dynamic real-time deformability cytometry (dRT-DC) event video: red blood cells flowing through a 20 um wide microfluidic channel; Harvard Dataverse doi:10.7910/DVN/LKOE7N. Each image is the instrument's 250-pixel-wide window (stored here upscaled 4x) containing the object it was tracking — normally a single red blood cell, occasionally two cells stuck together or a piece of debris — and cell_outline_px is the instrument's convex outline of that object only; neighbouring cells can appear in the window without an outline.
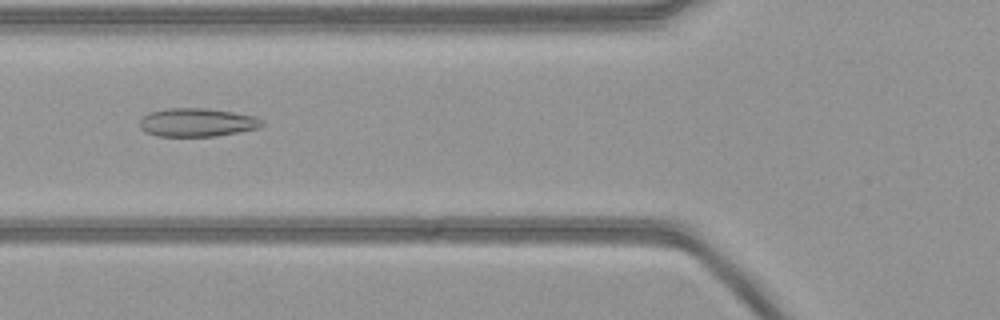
{"species": "common noctule bat (a hibernating species)", "species_latin": "Nyctalus noctula", "temperature_condition": "warm", "stored_images_in_passage": 52, "camera_frame_rate_fps": 3000, "um_per_image_px": 0.085, "animal": {"sex": "female", "body_mass_g": 21.9}, "frame": {"image": 1, "passage_image": 18, "time_ms": 5.667, "image_size_px": [1000, 320], "cell_outline_px": [[264, 124], [260, 128], [216, 136], [156, 136], [144, 132], [140, 128], [140, 120], [148, 112], [164, 108], [208, 108], [232, 112], [252, 116], [264, 120]], "centroid_in_image_um": [16.73, 10.4], "position_along_channel_um": 109.1, "area_um2": 20.4}}
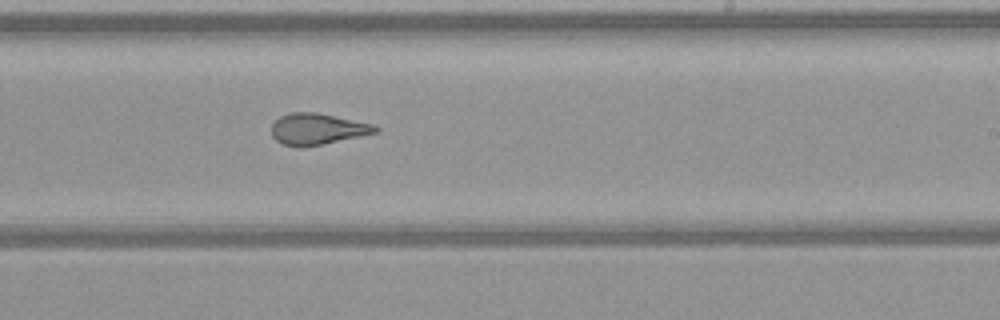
{"frame": {"image": 2, "passage_image": 30, "time_ms": 9.667, "image_size_px": [1000, 320], "cell_outline_px": [[380, 132], [324, 144], [300, 148], [284, 144], [276, 140], [272, 136], [272, 124], [280, 116], [288, 112], [316, 112], [376, 124], [380, 128]], "centroid_in_image_um": [27.02, 10.96], "position_along_channel_um": 262.0, "area_um2": 19.25}}
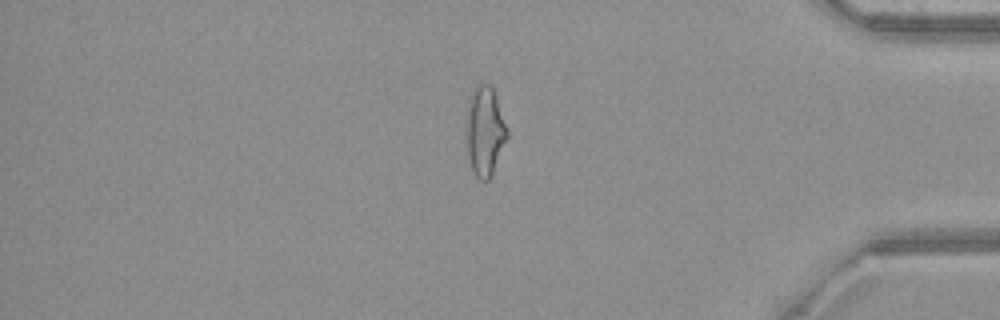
{"frame": {"image": 3, "passage_image": 43, "time_ms": 14.0, "image_size_px": [1000, 320], "cell_outline_px": [[508, 136], [492, 176], [488, 180], [480, 180], [472, 172], [468, 156], [468, 96], [476, 84], [480, 80], [492, 84], [508, 132]], "centroid_in_image_um": [41.23, 11.1], "position_along_channel_um": 394.0, "area_um2": 21.33}}